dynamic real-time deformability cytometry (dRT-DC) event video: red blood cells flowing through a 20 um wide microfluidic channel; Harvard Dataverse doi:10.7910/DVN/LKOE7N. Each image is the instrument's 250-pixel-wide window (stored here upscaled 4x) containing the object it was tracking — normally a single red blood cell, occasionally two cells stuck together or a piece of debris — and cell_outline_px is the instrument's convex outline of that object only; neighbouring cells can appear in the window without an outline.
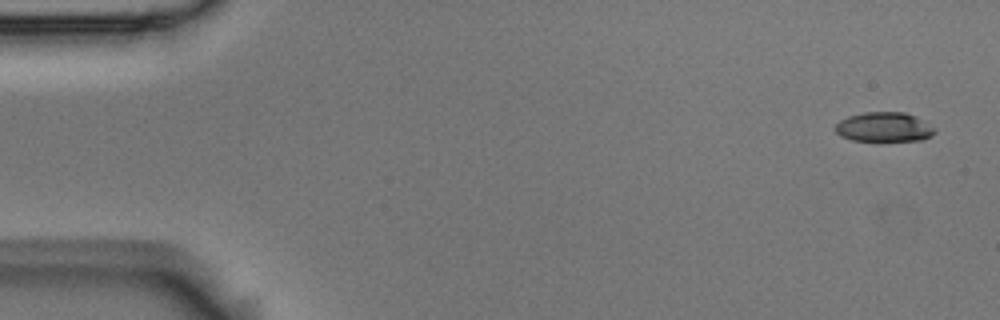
{"species": "Egyptian fruit bat (a non-hibernating species)", "species_latin": "Rousettus aegyptiacus", "temperature_condition": "room temperature", "stored_images_in_passage": 4, "camera_frame_rate_fps": 3000, "um_per_image_px": 0.085, "animal": {"sex": "male"}, "frame": {"image": 1, "passage_image": 1, "time_ms": 0.0, "image_size_px": [1000, 320], "cell_outline_px": [[936, 132], [932, 136], [924, 140], [852, 140], [840, 136], [836, 132], [836, 124], [840, 120], [848, 116], [864, 112], [904, 112], [916, 116], [936, 128]], "centroid_in_image_um": [75.18, 10.79], "position_along_channel_um": 9.8, "area_um2": 17.11}}
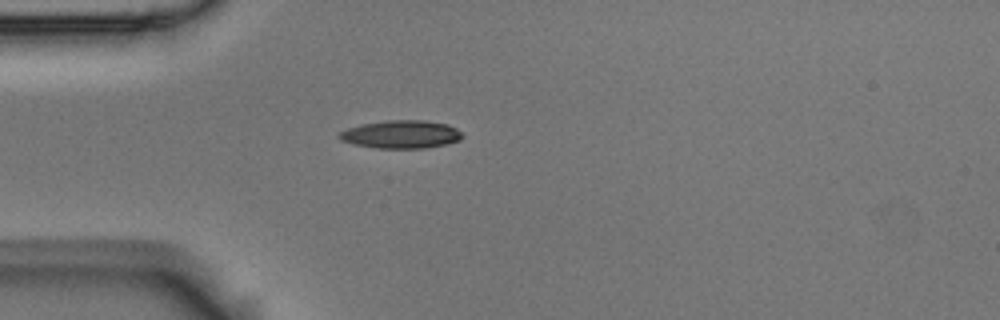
{"frame": {"image": 2, "passage_image": 4, "time_ms": 1.0, "image_size_px": [1000, 320], "cell_outline_px": [[464, 136], [460, 140], [444, 144], [424, 148], [376, 148], [352, 144], [340, 140], [336, 136], [340, 132], [348, 128], [364, 124], [388, 120], [424, 120], [448, 124], [456, 128]], "centroid_in_image_um": [34.08, 11.42], "position_along_channel_um": 50.9, "area_um2": 20.06}}